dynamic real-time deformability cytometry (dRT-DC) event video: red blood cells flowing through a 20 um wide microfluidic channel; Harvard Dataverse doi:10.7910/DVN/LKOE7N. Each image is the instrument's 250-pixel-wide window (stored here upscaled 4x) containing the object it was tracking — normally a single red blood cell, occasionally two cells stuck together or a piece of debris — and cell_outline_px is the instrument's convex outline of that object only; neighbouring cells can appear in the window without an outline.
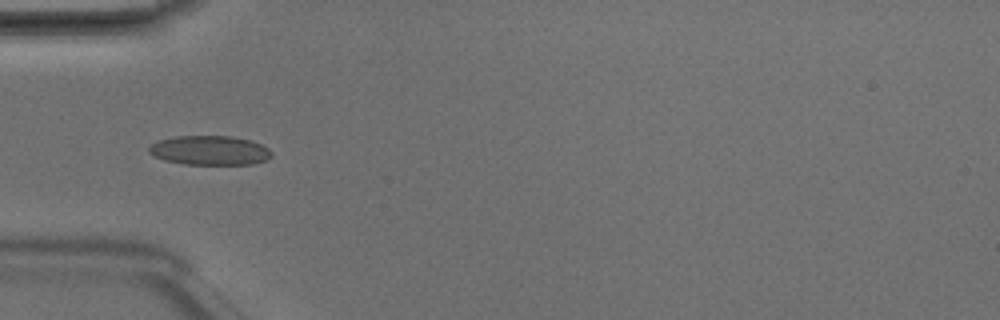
{"species": "Egyptian fruit bat (a non-hibernating species)", "species_latin": "Rousettus aegyptiacus", "temperature_condition": "room temperature", "stored_images_in_passage": 4, "camera_frame_rate_fps": 3000, "um_per_image_px": 0.085, "animal": {"sex": "male"}, "frame": {"image": 1, "passage_image": 4, "time_ms": 1.0, "image_size_px": [1000, 320], "cell_outline_px": [[272, 156], [264, 160], [252, 164], [184, 164], [164, 160], [152, 156], [148, 152], [148, 148], [152, 144], [160, 140], [176, 136], [232, 136], [252, 140], [268, 148], [272, 152]], "centroid_in_image_um": [17.82, 12.78], "position_along_channel_um": 67.2, "area_um2": 20.98}}